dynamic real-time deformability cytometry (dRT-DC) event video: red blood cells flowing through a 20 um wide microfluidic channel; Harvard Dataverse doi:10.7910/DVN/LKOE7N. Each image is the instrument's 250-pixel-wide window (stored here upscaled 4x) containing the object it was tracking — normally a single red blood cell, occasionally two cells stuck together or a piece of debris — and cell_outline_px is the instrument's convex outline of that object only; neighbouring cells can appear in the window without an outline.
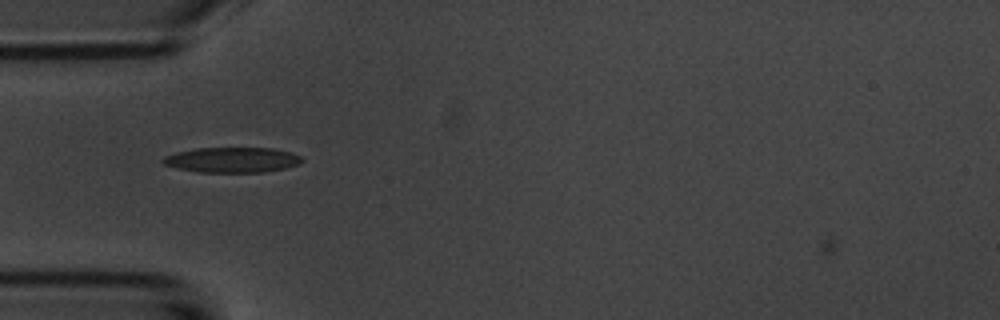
{"species": "common noctule bat (a hibernating species)", "species_latin": "Nyctalus noctula", "temperature_condition": "room temperature", "stored_images_in_passage": 52, "camera_frame_rate_fps": 3000, "um_per_image_px": 0.085, "animal": {"sex": "male", "body_mass_g": 20.1, "forearm_length_mm": 53.5}, "frame": {"image": 1, "passage_image": 15, "time_ms": 4.667, "image_size_px": [1000, 320], "cell_outline_px": [[304, 160], [300, 164], [284, 168], [264, 172], [196, 172], [176, 168], [164, 164], [160, 160], [164, 156], [176, 152], [196, 148], [272, 148], [292, 152], [300, 156]], "centroid_in_image_um": [19.72, 13.59], "position_along_channel_um": 65.3, "area_um2": 20.58}}
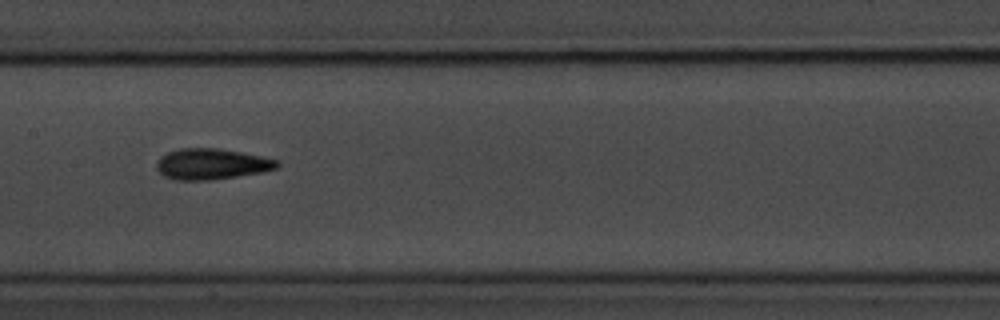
{"frame": {"image": 2, "passage_image": 25, "time_ms": 8.0, "image_size_px": [1000, 320], "cell_outline_px": [[280, 164], [276, 168], [264, 172], [208, 180], [176, 180], [164, 176], [156, 168], [156, 164], [160, 156], [168, 152], [180, 148], [220, 148], [280, 160]], "centroid_in_image_um": [17.98, 13.94], "position_along_channel_um": 189.4, "area_um2": 21.68}}
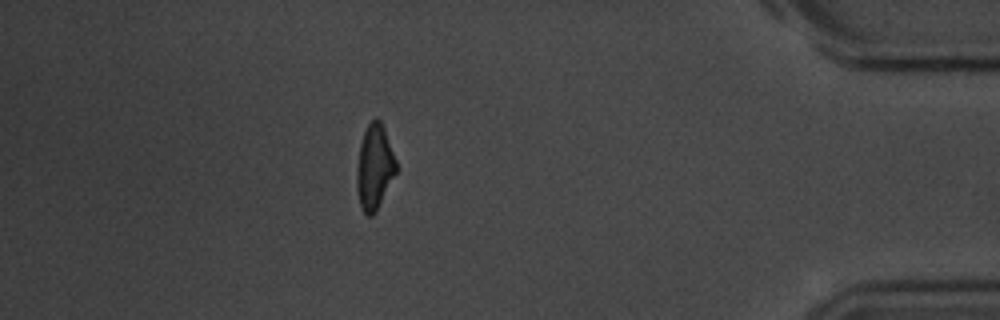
{"frame": {"image": 3, "passage_image": 46, "time_ms": 15.0, "image_size_px": [1000, 320], "cell_outline_px": [[396, 172], [376, 212], [372, 216], [368, 216], [364, 212], [360, 204], [356, 188], [356, 168], [360, 144], [364, 132], [368, 124], [376, 116], [380, 120], [384, 128], [396, 160]], "centroid_in_image_um": [31.81, 14.2], "position_along_channel_um": 403.4, "area_um2": 19.42}, "authors_computed_cell_mechanics": {"area_um2": 19.8543, "velocity_mm_per_s": 3.7059, "shape_relaxation_time_tau1_ms": 4.654, "shape_relaxation_time_tau2_ms": 3.2549, "deformation_change_tau1": 0.1659, "deformation_change_tau2": 0.1192}}